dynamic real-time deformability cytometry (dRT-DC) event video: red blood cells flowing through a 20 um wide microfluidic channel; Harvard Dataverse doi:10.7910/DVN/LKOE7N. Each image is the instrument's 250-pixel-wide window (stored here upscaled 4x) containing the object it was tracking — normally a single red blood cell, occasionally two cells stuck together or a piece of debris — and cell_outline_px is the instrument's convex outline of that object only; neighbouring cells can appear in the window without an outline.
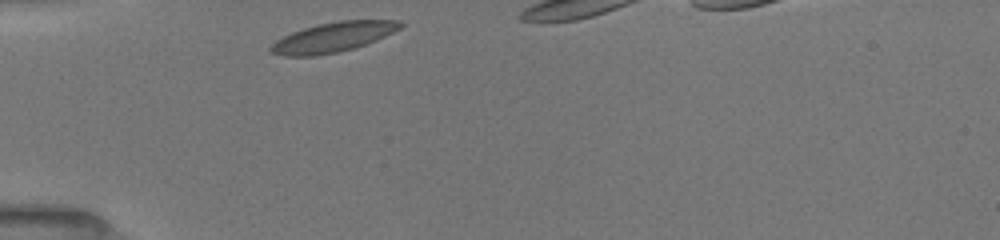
{"species": "common noctule bat (a hibernating species)", "species_latin": "Nyctalus noctula", "temperature_condition": "room temperature", "stored_images_in_passage": 28, "camera_frame_rate_fps": 3000, "um_per_image_px": 0.085, "animal": {"sex": "female", "body_mass_g": 19.5, "forearm_length_mm": 54.1}, "frame": {"image": 1, "passage_image": 1, "time_ms": 0.0, "image_size_px": [1000, 240], "cell_outline_px": [[404, 24], [400, 28], [376, 40], [352, 48], [336, 52], [316, 56], [284, 56], [268, 52], [268, 48], [276, 40], [292, 32], [304, 28], [320, 24], [340, 20], [400, 20]], "centroid_in_image_um": [28.27, 3.16], "position_along_channel_um": 56.7, "area_um2": 22.25}}
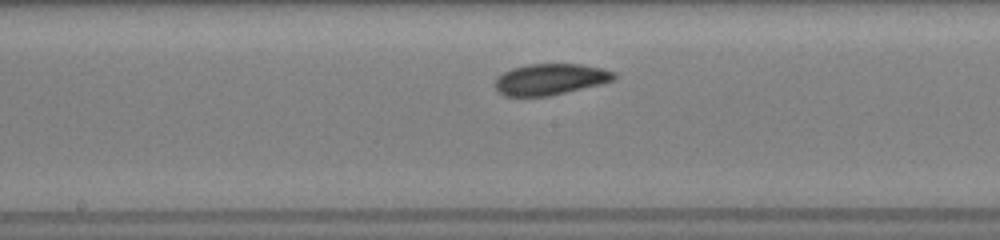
{"frame": {"image": 2, "passage_image": 13, "time_ms": 4.0, "image_size_px": [1000, 240], "cell_outline_px": [[616, 80], [600, 84], [548, 96], [504, 96], [496, 92], [492, 84], [504, 72], [512, 68], [528, 64], [580, 64], [604, 68], [616, 72]], "centroid_in_image_um": [46.77, 6.74], "position_along_channel_um": 201.4, "area_um2": 21.79}}
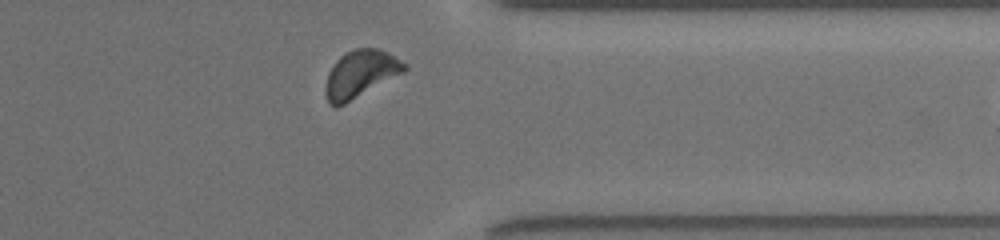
{"frame": {"image": 3, "passage_image": 27, "time_ms": 8.667, "image_size_px": [1000, 240], "cell_outline_px": [[408, 68], [404, 72], [344, 104], [336, 108], [328, 104], [324, 92], [324, 88], [328, 72], [336, 60], [344, 52], [356, 48], [380, 48], [388, 52], [408, 64]], "centroid_in_image_um": [30.62, 6.28], "position_along_channel_um": 380.8, "area_um2": 21.96}}